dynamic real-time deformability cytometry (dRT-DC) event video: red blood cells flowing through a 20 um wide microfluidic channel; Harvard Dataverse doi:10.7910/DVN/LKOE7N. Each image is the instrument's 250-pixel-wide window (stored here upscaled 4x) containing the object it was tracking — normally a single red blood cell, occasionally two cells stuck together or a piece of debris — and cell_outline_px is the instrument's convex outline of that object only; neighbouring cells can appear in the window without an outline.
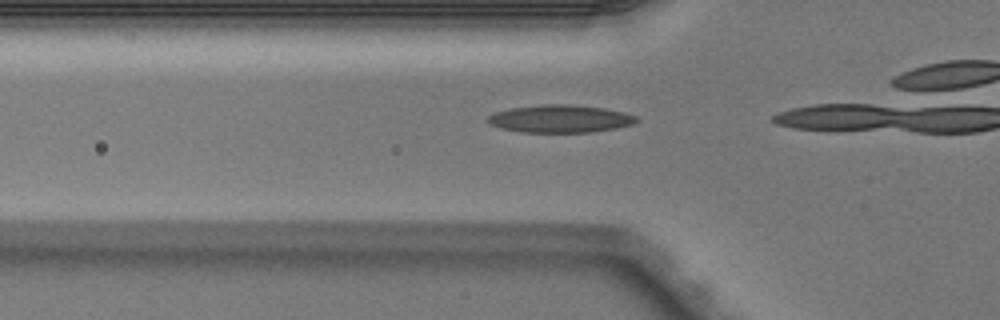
{"species": "Egyptian fruit bat (a non-hibernating species)", "species_latin": "Rousettus aegyptiacus", "temperature_condition": "warm", "stored_images_in_passage": 6, "camera_frame_rate_fps": 3000, "um_per_image_px": 0.085, "animal": {"sex": "male"}, "frame": {"image": 1, "passage_image": 4, "time_ms": 1.0, "image_size_px": [1000, 320], "cell_outline_px": [[640, 120], [632, 124], [616, 128], [592, 132], [520, 132], [500, 128], [492, 124], [488, 120], [488, 116], [496, 112], [512, 108], [544, 104], [572, 104], [604, 108], [624, 112], [636, 116]], "centroid_in_image_um": [47.66, 10.09], "position_along_channel_um": 78.1, "area_um2": 23.87}}